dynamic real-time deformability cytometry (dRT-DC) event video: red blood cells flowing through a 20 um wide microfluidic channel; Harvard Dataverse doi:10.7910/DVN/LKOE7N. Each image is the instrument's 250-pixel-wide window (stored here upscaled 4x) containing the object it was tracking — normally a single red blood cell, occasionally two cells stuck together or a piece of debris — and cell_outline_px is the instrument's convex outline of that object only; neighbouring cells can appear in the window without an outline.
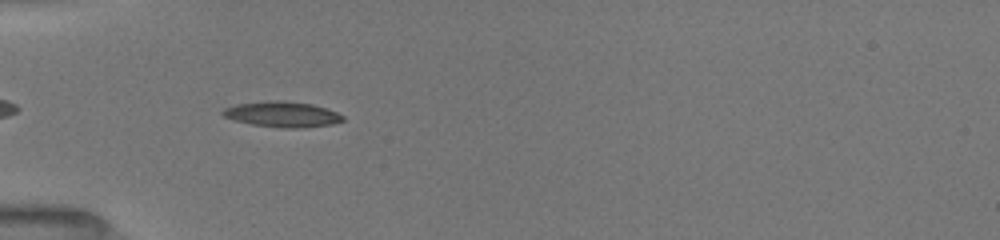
{"species": "common noctule bat (a hibernating species)", "species_latin": "Nyctalus noctula", "temperature_condition": "room temperature", "stored_images_in_passage": 36, "camera_frame_rate_fps": 3000, "um_per_image_px": 0.085, "animal": {"sex": "female", "body_mass_g": 19.5, "forearm_length_mm": 54.1}, "frame": {"image": 1, "passage_image": 4, "time_ms": 1.0, "image_size_px": [1000, 240], "cell_outline_px": [[344, 120], [332, 124], [304, 128], [284, 128], [252, 124], [236, 120], [224, 116], [220, 112], [224, 108], [236, 104], [272, 100], [284, 100], [312, 104], [336, 112], [344, 116]], "centroid_in_image_um": [24.0, 9.71], "position_along_channel_um": 61.0, "area_um2": 17.8}}
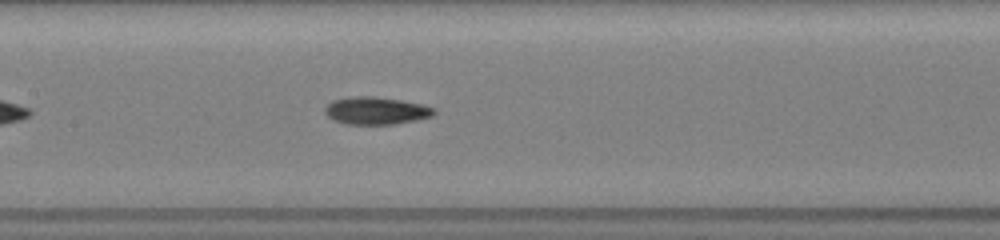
{"frame": {"image": 2, "passage_image": 12, "time_ms": 4.0, "image_size_px": [1000, 240], "cell_outline_px": [[436, 112], [432, 116], [392, 124], [348, 124], [332, 120], [324, 112], [324, 108], [332, 100], [348, 96], [372, 96], [400, 100], [420, 104], [436, 108]], "centroid_in_image_um": [31.91, 9.39], "position_along_channel_um": 175.5, "area_um2": 17.4}}
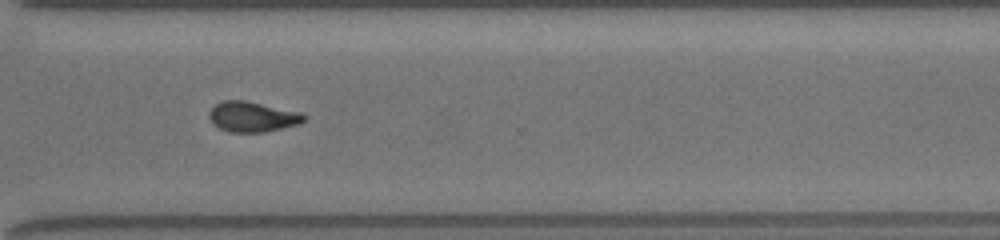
{"frame": {"image": 3, "passage_image": 26, "time_ms": 8.333, "image_size_px": [1000, 240], "cell_outline_px": [[308, 116], [300, 124], [264, 132], [228, 132], [212, 124], [208, 116], [208, 112], [220, 100], [248, 100], [300, 112]], "centroid_in_image_um": [21.45, 9.91], "position_along_channel_um": 349.2, "area_um2": 16.99}, "authors_computed_cell_mechanics": {"area_um2": 17.0221, "velocity_mm_per_s": 4.017, "shape_relaxation_time_tau1_ms": 4.4329, "shape_relaxation_time_tau2_ms": 3.0816, "deformation_change_tau1": 0.1626, "deformation_change_tau2": 0.0944}}